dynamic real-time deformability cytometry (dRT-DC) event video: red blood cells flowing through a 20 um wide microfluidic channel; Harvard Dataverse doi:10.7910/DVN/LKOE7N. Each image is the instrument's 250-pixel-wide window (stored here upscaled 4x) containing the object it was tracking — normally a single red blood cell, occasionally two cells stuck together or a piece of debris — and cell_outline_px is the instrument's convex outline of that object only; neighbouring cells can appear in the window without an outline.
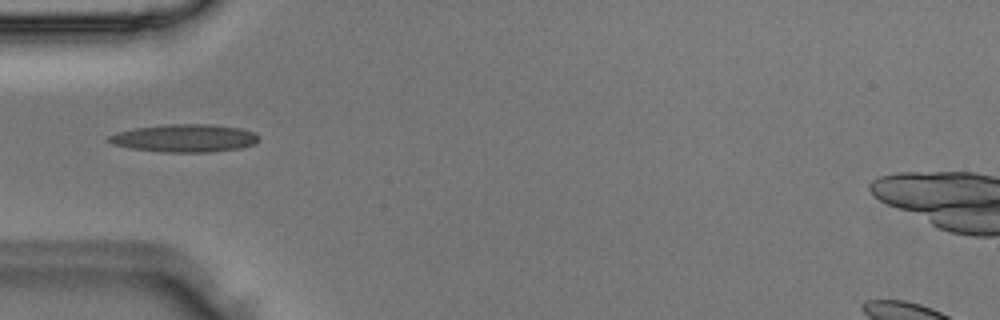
{"species": "Egyptian fruit bat (a non-hibernating species)", "species_latin": "Rousettus aegyptiacus", "temperature_condition": "room temperature", "stored_images_in_passage": 3, "camera_frame_rate_fps": 3000, "um_per_image_px": 0.085, "animal": {"sex": "male"}, "frame": {"image": 1, "passage_image": 3, "time_ms": 0.667, "image_size_px": [1000, 320], "cell_outline_px": [[260, 140], [256, 144], [240, 148], [212, 152], [160, 152], [132, 148], [112, 144], [104, 140], [108, 136], [116, 132], [136, 128], [168, 124], [212, 124], [240, 128], [256, 132], [260, 136]], "centroid_in_image_um": [15.72, 11.74], "position_along_channel_um": 69.3, "area_um2": 24.62}}